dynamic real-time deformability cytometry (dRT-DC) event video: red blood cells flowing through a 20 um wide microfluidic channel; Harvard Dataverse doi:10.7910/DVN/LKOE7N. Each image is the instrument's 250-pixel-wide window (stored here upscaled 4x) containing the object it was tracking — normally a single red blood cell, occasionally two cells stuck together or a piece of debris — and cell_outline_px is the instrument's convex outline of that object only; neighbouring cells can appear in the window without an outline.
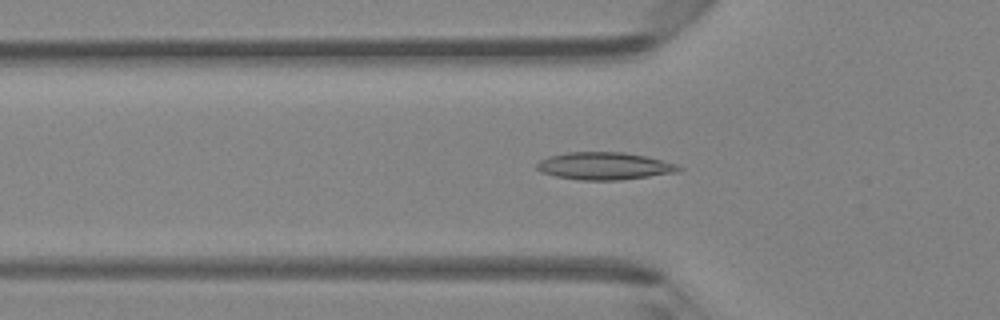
{"species": "Egyptian fruit bat (a non-hibernating species)", "species_latin": "Rousettus aegyptiacus", "temperature_condition": "room temperature", "stored_images_in_passage": 46, "camera_frame_rate_fps": 3000, "um_per_image_px": 0.085, "animal": {"sex": "female"}, "frame": {"image": 1, "passage_image": 15, "time_ms": 4.667, "image_size_px": [1000, 320], "cell_outline_px": [[684, 168], [680, 172], [620, 180], [580, 180], [556, 176], [540, 172], [536, 168], [536, 164], [540, 160], [548, 156], [568, 152], [624, 152], [644, 156], [676, 164]], "centroid_in_image_um": [51.37, 14.11], "position_along_channel_um": 74.4, "area_um2": 22.72}}
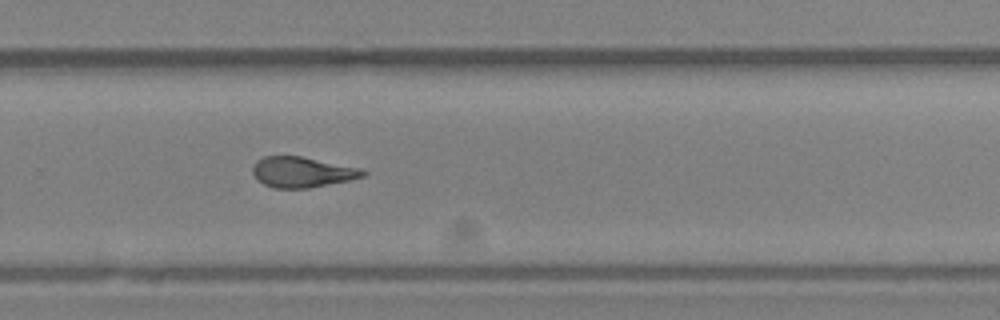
{"frame": {"image": 2, "passage_image": 31, "time_ms": 10.0, "image_size_px": [1000, 320], "cell_outline_px": [[368, 172], [364, 176], [348, 180], [308, 188], [272, 188], [256, 180], [252, 172], [252, 168], [256, 160], [264, 156], [300, 156], [360, 168]], "centroid_in_image_um": [25.63, 14.63], "position_along_channel_um": 304.2, "area_um2": 19.54}}
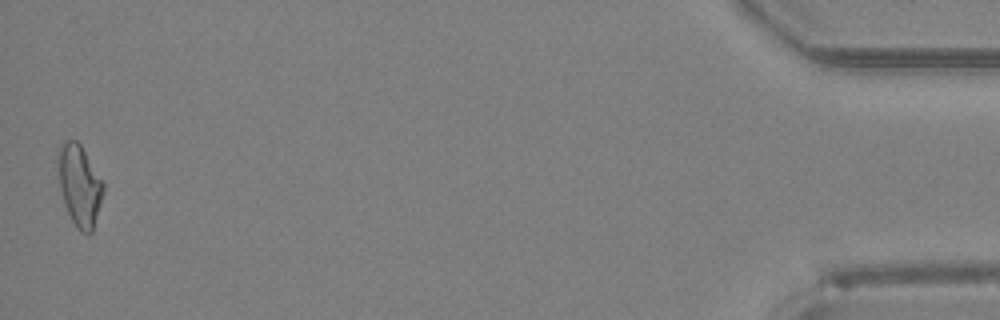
{"frame": {"image": 3, "passage_image": 46, "time_ms": 15.0, "image_size_px": [1000, 320], "cell_outline_px": [[104, 192], [92, 232], [88, 236], [80, 232], [76, 228], [64, 204], [60, 188], [56, 160], [56, 152], [64, 140], [76, 140], [80, 144], [104, 184]], "centroid_in_image_um": [6.73, 15.77], "position_along_channel_um": 428.5, "area_um2": 21.62}, "authors_computed_cell_mechanics": {"area_um2": 20.4901, "velocity_mm_per_s": 4.3122, "shape_relaxation_time_tau1_ms": 8.51, "shape_relaxation_time_tau2_ms": 2.9094, "deformation_change_tau1": 0.2046, "deformation_change_tau2": 0.107}}